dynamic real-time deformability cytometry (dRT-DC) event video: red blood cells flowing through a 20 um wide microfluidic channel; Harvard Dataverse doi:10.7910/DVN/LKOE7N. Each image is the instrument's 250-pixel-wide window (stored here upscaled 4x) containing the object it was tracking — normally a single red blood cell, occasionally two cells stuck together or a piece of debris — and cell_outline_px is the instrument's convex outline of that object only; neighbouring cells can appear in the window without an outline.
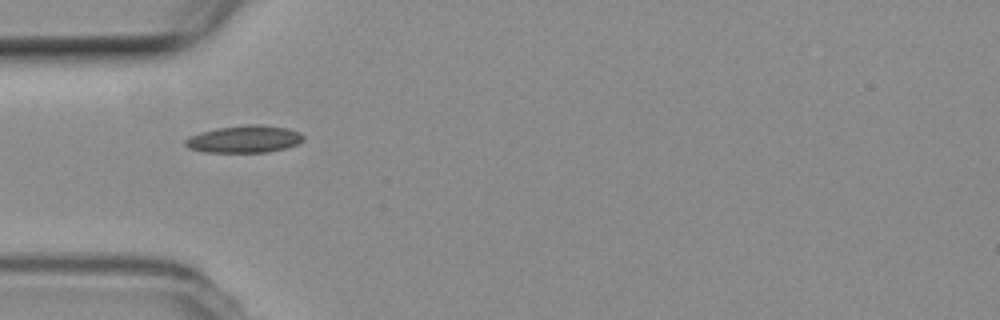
{"species": "common noctule bat (a hibernating species)", "species_latin": "Nyctalus noctula", "temperature_condition": "room temperature", "stored_images_in_passage": 34, "camera_frame_rate_fps": 3000, "um_per_image_px": 0.085, "animal": {"sex": "female", "body_mass_g": 19.3, "forearm_length_mm": 54.1}, "frame": {"image": 1, "passage_image": 1, "time_ms": 0.0, "image_size_px": [1000, 320], "cell_outline_px": [[304, 140], [296, 144], [284, 148], [268, 152], [204, 152], [188, 148], [184, 144], [184, 140], [188, 136], [200, 132], [216, 128], [244, 124], [256, 124], [288, 128], [300, 132], [304, 136]], "centroid_in_image_um": [20.73, 11.81], "position_along_channel_um": 64.3, "area_um2": 18.9}}
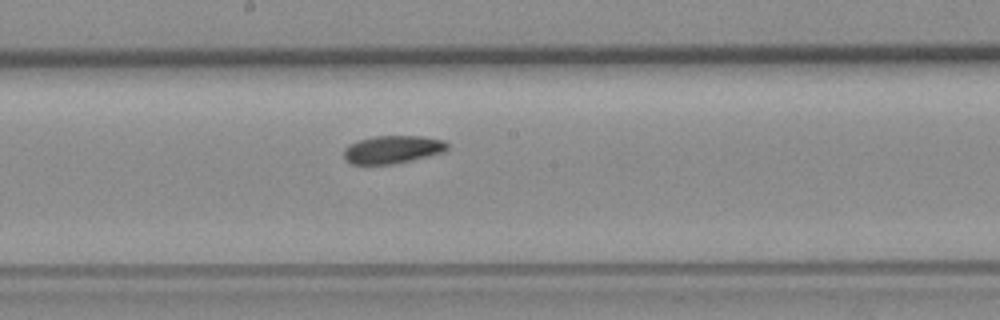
{"frame": {"image": 2, "passage_image": 13, "time_ms": 4.0, "image_size_px": [1000, 320], "cell_outline_px": [[448, 148], [444, 152], [392, 164], [352, 164], [344, 156], [344, 148], [348, 144], [360, 140], [376, 136], [420, 136], [444, 140], [448, 144]], "centroid_in_image_um": [33.37, 12.7], "position_along_channel_um": 214.8, "area_um2": 16.59}}
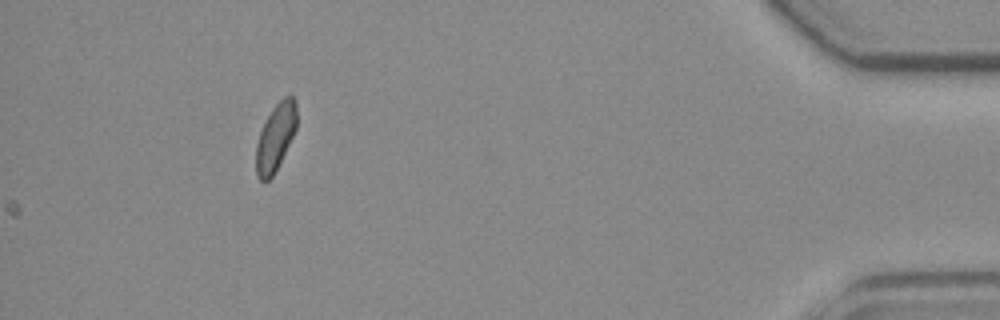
{"frame": {"image": 3, "passage_image": 34, "time_ms": 11.0, "image_size_px": [1000, 320], "cell_outline_px": [[296, 128], [272, 176], [268, 180], [260, 180], [256, 176], [256, 144], [260, 132], [272, 108], [284, 96], [292, 96], [296, 100]], "centroid_in_image_um": [23.4, 11.64], "position_along_channel_um": 411.8, "area_um2": 15.43}}